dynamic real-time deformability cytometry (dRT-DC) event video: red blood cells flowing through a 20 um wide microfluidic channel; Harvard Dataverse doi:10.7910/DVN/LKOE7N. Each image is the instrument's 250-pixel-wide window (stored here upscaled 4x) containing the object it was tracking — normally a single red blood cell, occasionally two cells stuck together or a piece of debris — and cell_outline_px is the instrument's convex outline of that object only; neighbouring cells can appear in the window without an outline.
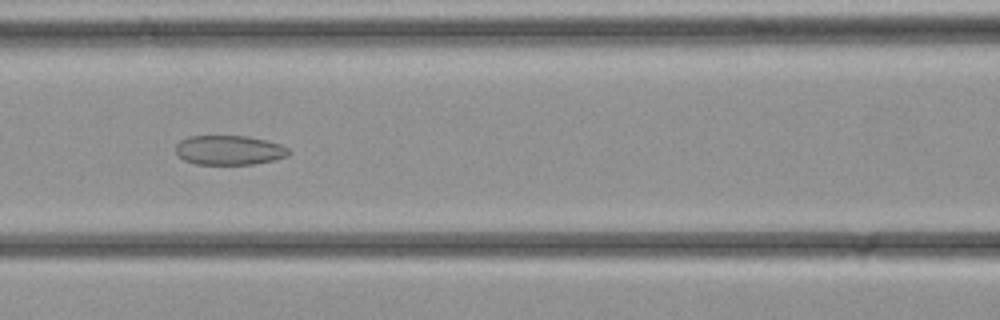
{"species": "common noctule bat (a hibernating species)", "species_latin": "Nyctalus noctula", "temperature_condition": "cold", "stored_images_in_passage": 21, "camera_frame_rate_fps": 3000, "um_per_image_px": 0.085, "animal": {"sex": "female", "body_mass_g": 21.9}, "frame": {"image": 1, "passage_image": 15, "time_ms": 4.667, "image_size_px": [1000, 320], "cell_outline_px": [[288, 156], [276, 160], [252, 164], [196, 164], [184, 160], [176, 152], [176, 144], [180, 140], [188, 136], [248, 136], [268, 140], [280, 144], [288, 148]], "centroid_in_image_um": [19.49, 12.75], "position_along_channel_um": 147.1, "area_um2": 19.48}}